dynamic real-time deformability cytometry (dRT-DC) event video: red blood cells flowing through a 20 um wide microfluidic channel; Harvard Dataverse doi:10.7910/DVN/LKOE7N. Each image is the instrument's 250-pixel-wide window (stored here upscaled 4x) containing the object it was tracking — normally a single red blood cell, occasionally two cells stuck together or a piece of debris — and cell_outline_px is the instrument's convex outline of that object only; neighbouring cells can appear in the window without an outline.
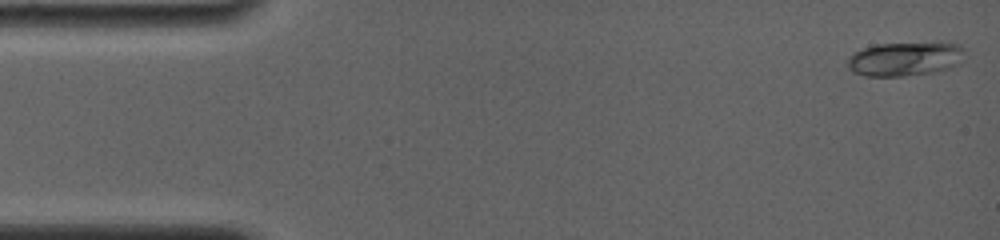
{"species": "common noctule bat (a hibernating species)", "species_latin": "Nyctalus noctula", "temperature_condition": "room temperature", "stored_images_in_passage": 8, "camera_frame_rate_fps": 4000, "um_per_image_px": 0.085, "animal": {"sex": "female", "body_mass_g": 19.0, "forearm_length_mm": 56.7}, "frame": {"image": 1, "passage_image": 1, "time_ms": 0.0, "image_size_px": [1000, 240], "cell_outline_px": [[960, 64], [936, 72], [904, 76], [864, 76], [852, 72], [848, 68], [848, 56], [852, 52], [876, 44], [932, 40], [940, 40], [960, 44]], "centroid_in_image_um": [76.9, 4.96], "position_along_channel_um": 8.1, "area_um2": 24.04}}
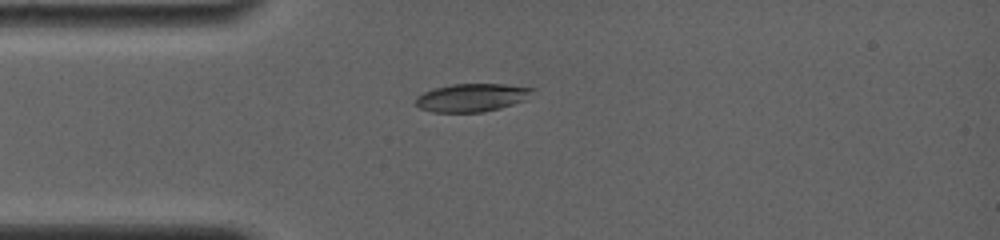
{"frame": {"image": 2, "passage_image": 7, "time_ms": 3.75, "image_size_px": [1000, 240], "cell_outline_px": [[536, 88], [528, 100], [500, 108], [484, 112], [432, 112], [420, 108], [416, 104], [416, 96], [432, 88], [452, 84], [504, 84]], "centroid_in_image_um": [40.14, 8.29], "position_along_channel_um": 44.9, "area_um2": 19.36}}